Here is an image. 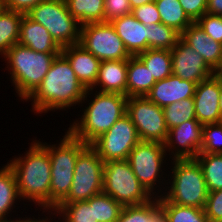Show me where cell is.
<instances>
[{
    "mask_svg": "<svg viewBox=\"0 0 222 222\" xmlns=\"http://www.w3.org/2000/svg\"><path fill=\"white\" fill-rule=\"evenodd\" d=\"M204 211L208 222H222V189L208 192Z\"/></svg>",
    "mask_w": 222,
    "mask_h": 222,
    "instance_id": "39",
    "label": "cell"
},
{
    "mask_svg": "<svg viewBox=\"0 0 222 222\" xmlns=\"http://www.w3.org/2000/svg\"><path fill=\"white\" fill-rule=\"evenodd\" d=\"M4 9V4H3V0H0V13L1 11Z\"/></svg>",
    "mask_w": 222,
    "mask_h": 222,
    "instance_id": "49",
    "label": "cell"
},
{
    "mask_svg": "<svg viewBox=\"0 0 222 222\" xmlns=\"http://www.w3.org/2000/svg\"><path fill=\"white\" fill-rule=\"evenodd\" d=\"M206 13L213 15H221L222 0H207Z\"/></svg>",
    "mask_w": 222,
    "mask_h": 222,
    "instance_id": "43",
    "label": "cell"
},
{
    "mask_svg": "<svg viewBox=\"0 0 222 222\" xmlns=\"http://www.w3.org/2000/svg\"><path fill=\"white\" fill-rule=\"evenodd\" d=\"M127 98V96L118 93L98 91L94 93L93 89H87L81 104L86 103L88 106L82 108V115L73 120L72 124L70 123L68 131L75 138L90 145L126 114Z\"/></svg>",
    "mask_w": 222,
    "mask_h": 222,
    "instance_id": "3",
    "label": "cell"
},
{
    "mask_svg": "<svg viewBox=\"0 0 222 222\" xmlns=\"http://www.w3.org/2000/svg\"><path fill=\"white\" fill-rule=\"evenodd\" d=\"M126 114L135 125L140 141L166 142L169 130L163 109L146 96L128 97Z\"/></svg>",
    "mask_w": 222,
    "mask_h": 222,
    "instance_id": "12",
    "label": "cell"
},
{
    "mask_svg": "<svg viewBox=\"0 0 222 222\" xmlns=\"http://www.w3.org/2000/svg\"><path fill=\"white\" fill-rule=\"evenodd\" d=\"M29 217H21L20 218V216L19 217H16V219L15 218H8V219H1L0 220V222H34L35 221V219L36 218H34V216H33V218H31L30 217V215H28Z\"/></svg>",
    "mask_w": 222,
    "mask_h": 222,
    "instance_id": "44",
    "label": "cell"
},
{
    "mask_svg": "<svg viewBox=\"0 0 222 222\" xmlns=\"http://www.w3.org/2000/svg\"><path fill=\"white\" fill-rule=\"evenodd\" d=\"M18 43L41 53H61L62 51L48 30L27 14L22 17Z\"/></svg>",
    "mask_w": 222,
    "mask_h": 222,
    "instance_id": "20",
    "label": "cell"
},
{
    "mask_svg": "<svg viewBox=\"0 0 222 222\" xmlns=\"http://www.w3.org/2000/svg\"><path fill=\"white\" fill-rule=\"evenodd\" d=\"M111 24L131 56H137L148 49L146 25L132 14L116 18Z\"/></svg>",
    "mask_w": 222,
    "mask_h": 222,
    "instance_id": "21",
    "label": "cell"
},
{
    "mask_svg": "<svg viewBox=\"0 0 222 222\" xmlns=\"http://www.w3.org/2000/svg\"><path fill=\"white\" fill-rule=\"evenodd\" d=\"M44 0H3L4 9L27 14Z\"/></svg>",
    "mask_w": 222,
    "mask_h": 222,
    "instance_id": "42",
    "label": "cell"
},
{
    "mask_svg": "<svg viewBox=\"0 0 222 222\" xmlns=\"http://www.w3.org/2000/svg\"><path fill=\"white\" fill-rule=\"evenodd\" d=\"M46 214L49 215V216L44 215L46 218L42 217L43 219L42 218L40 219V217H38V218L35 219L34 222H61V221L56 220V216H54L51 212L50 213L47 212ZM48 217H50V218H48Z\"/></svg>",
    "mask_w": 222,
    "mask_h": 222,
    "instance_id": "45",
    "label": "cell"
},
{
    "mask_svg": "<svg viewBox=\"0 0 222 222\" xmlns=\"http://www.w3.org/2000/svg\"><path fill=\"white\" fill-rule=\"evenodd\" d=\"M213 75L219 80H222V58L219 64L213 69Z\"/></svg>",
    "mask_w": 222,
    "mask_h": 222,
    "instance_id": "46",
    "label": "cell"
},
{
    "mask_svg": "<svg viewBox=\"0 0 222 222\" xmlns=\"http://www.w3.org/2000/svg\"><path fill=\"white\" fill-rule=\"evenodd\" d=\"M51 213L61 222H98L94 220V205H89V200L60 203Z\"/></svg>",
    "mask_w": 222,
    "mask_h": 222,
    "instance_id": "30",
    "label": "cell"
},
{
    "mask_svg": "<svg viewBox=\"0 0 222 222\" xmlns=\"http://www.w3.org/2000/svg\"><path fill=\"white\" fill-rule=\"evenodd\" d=\"M132 7L129 0H104V22L131 14Z\"/></svg>",
    "mask_w": 222,
    "mask_h": 222,
    "instance_id": "37",
    "label": "cell"
},
{
    "mask_svg": "<svg viewBox=\"0 0 222 222\" xmlns=\"http://www.w3.org/2000/svg\"><path fill=\"white\" fill-rule=\"evenodd\" d=\"M58 54L37 52L17 43L3 55L5 70L10 73V82L21 101L38 88Z\"/></svg>",
    "mask_w": 222,
    "mask_h": 222,
    "instance_id": "4",
    "label": "cell"
},
{
    "mask_svg": "<svg viewBox=\"0 0 222 222\" xmlns=\"http://www.w3.org/2000/svg\"><path fill=\"white\" fill-rule=\"evenodd\" d=\"M159 201L166 208L168 222H208L204 209L173 204L164 196Z\"/></svg>",
    "mask_w": 222,
    "mask_h": 222,
    "instance_id": "35",
    "label": "cell"
},
{
    "mask_svg": "<svg viewBox=\"0 0 222 222\" xmlns=\"http://www.w3.org/2000/svg\"><path fill=\"white\" fill-rule=\"evenodd\" d=\"M61 53L69 61L82 85L91 89L97 80L101 61L79 43L63 47Z\"/></svg>",
    "mask_w": 222,
    "mask_h": 222,
    "instance_id": "18",
    "label": "cell"
},
{
    "mask_svg": "<svg viewBox=\"0 0 222 222\" xmlns=\"http://www.w3.org/2000/svg\"><path fill=\"white\" fill-rule=\"evenodd\" d=\"M154 2L162 23L174 28L180 34L193 23L183 10L179 0H155Z\"/></svg>",
    "mask_w": 222,
    "mask_h": 222,
    "instance_id": "29",
    "label": "cell"
},
{
    "mask_svg": "<svg viewBox=\"0 0 222 222\" xmlns=\"http://www.w3.org/2000/svg\"><path fill=\"white\" fill-rule=\"evenodd\" d=\"M188 17L197 22L205 13L207 0H179Z\"/></svg>",
    "mask_w": 222,
    "mask_h": 222,
    "instance_id": "41",
    "label": "cell"
},
{
    "mask_svg": "<svg viewBox=\"0 0 222 222\" xmlns=\"http://www.w3.org/2000/svg\"><path fill=\"white\" fill-rule=\"evenodd\" d=\"M27 15L43 25L61 48L80 42L81 25L70 14L65 0H44Z\"/></svg>",
    "mask_w": 222,
    "mask_h": 222,
    "instance_id": "9",
    "label": "cell"
},
{
    "mask_svg": "<svg viewBox=\"0 0 222 222\" xmlns=\"http://www.w3.org/2000/svg\"><path fill=\"white\" fill-rule=\"evenodd\" d=\"M196 119L202 124L221 122L219 111L220 80L214 75L198 83L195 88Z\"/></svg>",
    "mask_w": 222,
    "mask_h": 222,
    "instance_id": "16",
    "label": "cell"
},
{
    "mask_svg": "<svg viewBox=\"0 0 222 222\" xmlns=\"http://www.w3.org/2000/svg\"><path fill=\"white\" fill-rule=\"evenodd\" d=\"M172 74L196 84L213 75V70L181 37L171 49Z\"/></svg>",
    "mask_w": 222,
    "mask_h": 222,
    "instance_id": "15",
    "label": "cell"
},
{
    "mask_svg": "<svg viewBox=\"0 0 222 222\" xmlns=\"http://www.w3.org/2000/svg\"><path fill=\"white\" fill-rule=\"evenodd\" d=\"M197 23L208 36L222 44V18L220 15L205 13Z\"/></svg>",
    "mask_w": 222,
    "mask_h": 222,
    "instance_id": "38",
    "label": "cell"
},
{
    "mask_svg": "<svg viewBox=\"0 0 222 222\" xmlns=\"http://www.w3.org/2000/svg\"><path fill=\"white\" fill-rule=\"evenodd\" d=\"M146 28L148 49L171 50L181 37L178 31L163 23L149 24Z\"/></svg>",
    "mask_w": 222,
    "mask_h": 222,
    "instance_id": "32",
    "label": "cell"
},
{
    "mask_svg": "<svg viewBox=\"0 0 222 222\" xmlns=\"http://www.w3.org/2000/svg\"><path fill=\"white\" fill-rule=\"evenodd\" d=\"M70 14L82 26L104 22V0H65Z\"/></svg>",
    "mask_w": 222,
    "mask_h": 222,
    "instance_id": "27",
    "label": "cell"
},
{
    "mask_svg": "<svg viewBox=\"0 0 222 222\" xmlns=\"http://www.w3.org/2000/svg\"><path fill=\"white\" fill-rule=\"evenodd\" d=\"M79 44L100 61L122 60L131 57L111 22L82 25Z\"/></svg>",
    "mask_w": 222,
    "mask_h": 222,
    "instance_id": "11",
    "label": "cell"
},
{
    "mask_svg": "<svg viewBox=\"0 0 222 222\" xmlns=\"http://www.w3.org/2000/svg\"><path fill=\"white\" fill-rule=\"evenodd\" d=\"M87 89L76 77L67 58L58 54L38 88L25 100L31 101L34 114L67 111L81 105ZM67 108V110H66Z\"/></svg>",
    "mask_w": 222,
    "mask_h": 222,
    "instance_id": "1",
    "label": "cell"
},
{
    "mask_svg": "<svg viewBox=\"0 0 222 222\" xmlns=\"http://www.w3.org/2000/svg\"><path fill=\"white\" fill-rule=\"evenodd\" d=\"M222 154V122L203 125L199 154Z\"/></svg>",
    "mask_w": 222,
    "mask_h": 222,
    "instance_id": "36",
    "label": "cell"
},
{
    "mask_svg": "<svg viewBox=\"0 0 222 222\" xmlns=\"http://www.w3.org/2000/svg\"><path fill=\"white\" fill-rule=\"evenodd\" d=\"M24 14L3 9L0 13V55L18 43L20 25Z\"/></svg>",
    "mask_w": 222,
    "mask_h": 222,
    "instance_id": "28",
    "label": "cell"
},
{
    "mask_svg": "<svg viewBox=\"0 0 222 222\" xmlns=\"http://www.w3.org/2000/svg\"><path fill=\"white\" fill-rule=\"evenodd\" d=\"M196 85L171 74L165 79L156 81L146 97L163 108L182 99L194 97Z\"/></svg>",
    "mask_w": 222,
    "mask_h": 222,
    "instance_id": "17",
    "label": "cell"
},
{
    "mask_svg": "<svg viewBox=\"0 0 222 222\" xmlns=\"http://www.w3.org/2000/svg\"><path fill=\"white\" fill-rule=\"evenodd\" d=\"M58 144L37 140L49 153L51 162L50 212H52L70 191L78 155L88 146L65 130Z\"/></svg>",
    "mask_w": 222,
    "mask_h": 222,
    "instance_id": "5",
    "label": "cell"
},
{
    "mask_svg": "<svg viewBox=\"0 0 222 222\" xmlns=\"http://www.w3.org/2000/svg\"><path fill=\"white\" fill-rule=\"evenodd\" d=\"M104 162L88 145L76 160L73 181L68 196L61 203L89 200L103 192Z\"/></svg>",
    "mask_w": 222,
    "mask_h": 222,
    "instance_id": "10",
    "label": "cell"
},
{
    "mask_svg": "<svg viewBox=\"0 0 222 222\" xmlns=\"http://www.w3.org/2000/svg\"><path fill=\"white\" fill-rule=\"evenodd\" d=\"M202 128L198 120H188L170 129L164 143L168 159H194L201 150Z\"/></svg>",
    "mask_w": 222,
    "mask_h": 222,
    "instance_id": "14",
    "label": "cell"
},
{
    "mask_svg": "<svg viewBox=\"0 0 222 222\" xmlns=\"http://www.w3.org/2000/svg\"><path fill=\"white\" fill-rule=\"evenodd\" d=\"M117 222H168V216L159 197H154L144 204L123 206Z\"/></svg>",
    "mask_w": 222,
    "mask_h": 222,
    "instance_id": "24",
    "label": "cell"
},
{
    "mask_svg": "<svg viewBox=\"0 0 222 222\" xmlns=\"http://www.w3.org/2000/svg\"><path fill=\"white\" fill-rule=\"evenodd\" d=\"M181 38L202 56L212 70L219 64L222 44L208 36L197 22L190 24L181 33Z\"/></svg>",
    "mask_w": 222,
    "mask_h": 222,
    "instance_id": "22",
    "label": "cell"
},
{
    "mask_svg": "<svg viewBox=\"0 0 222 222\" xmlns=\"http://www.w3.org/2000/svg\"><path fill=\"white\" fill-rule=\"evenodd\" d=\"M131 14L144 25L162 23L155 2L134 8Z\"/></svg>",
    "mask_w": 222,
    "mask_h": 222,
    "instance_id": "40",
    "label": "cell"
},
{
    "mask_svg": "<svg viewBox=\"0 0 222 222\" xmlns=\"http://www.w3.org/2000/svg\"><path fill=\"white\" fill-rule=\"evenodd\" d=\"M103 192L122 206L140 205L154 198L139 182L127 159L104 163Z\"/></svg>",
    "mask_w": 222,
    "mask_h": 222,
    "instance_id": "8",
    "label": "cell"
},
{
    "mask_svg": "<svg viewBox=\"0 0 222 222\" xmlns=\"http://www.w3.org/2000/svg\"><path fill=\"white\" fill-rule=\"evenodd\" d=\"M24 156H13L7 164L13 170L21 200L34 202L42 214L50 213L51 162L48 151L32 140Z\"/></svg>",
    "mask_w": 222,
    "mask_h": 222,
    "instance_id": "2",
    "label": "cell"
},
{
    "mask_svg": "<svg viewBox=\"0 0 222 222\" xmlns=\"http://www.w3.org/2000/svg\"><path fill=\"white\" fill-rule=\"evenodd\" d=\"M162 109L168 130L188 120H197L193 97L169 104Z\"/></svg>",
    "mask_w": 222,
    "mask_h": 222,
    "instance_id": "33",
    "label": "cell"
},
{
    "mask_svg": "<svg viewBox=\"0 0 222 222\" xmlns=\"http://www.w3.org/2000/svg\"><path fill=\"white\" fill-rule=\"evenodd\" d=\"M94 205V220L98 222H117L123 206L108 194L101 192L89 199Z\"/></svg>",
    "mask_w": 222,
    "mask_h": 222,
    "instance_id": "34",
    "label": "cell"
},
{
    "mask_svg": "<svg viewBox=\"0 0 222 222\" xmlns=\"http://www.w3.org/2000/svg\"><path fill=\"white\" fill-rule=\"evenodd\" d=\"M130 1V5L132 7V9L139 7L143 4H147L150 2H154L155 0H129Z\"/></svg>",
    "mask_w": 222,
    "mask_h": 222,
    "instance_id": "47",
    "label": "cell"
},
{
    "mask_svg": "<svg viewBox=\"0 0 222 222\" xmlns=\"http://www.w3.org/2000/svg\"><path fill=\"white\" fill-rule=\"evenodd\" d=\"M146 65L155 81H160L172 74L171 50L147 49L137 55Z\"/></svg>",
    "mask_w": 222,
    "mask_h": 222,
    "instance_id": "26",
    "label": "cell"
},
{
    "mask_svg": "<svg viewBox=\"0 0 222 222\" xmlns=\"http://www.w3.org/2000/svg\"><path fill=\"white\" fill-rule=\"evenodd\" d=\"M140 141L130 117L125 114L111 128L94 140L90 146L103 162L125 160Z\"/></svg>",
    "mask_w": 222,
    "mask_h": 222,
    "instance_id": "13",
    "label": "cell"
},
{
    "mask_svg": "<svg viewBox=\"0 0 222 222\" xmlns=\"http://www.w3.org/2000/svg\"><path fill=\"white\" fill-rule=\"evenodd\" d=\"M127 68L128 59L101 61L97 80L91 89L126 96Z\"/></svg>",
    "mask_w": 222,
    "mask_h": 222,
    "instance_id": "19",
    "label": "cell"
},
{
    "mask_svg": "<svg viewBox=\"0 0 222 222\" xmlns=\"http://www.w3.org/2000/svg\"><path fill=\"white\" fill-rule=\"evenodd\" d=\"M20 196L17 189L16 177L13 170L6 163L0 168V220L8 219L14 211ZM14 206V207H13ZM13 210V211H12Z\"/></svg>",
    "mask_w": 222,
    "mask_h": 222,
    "instance_id": "25",
    "label": "cell"
},
{
    "mask_svg": "<svg viewBox=\"0 0 222 222\" xmlns=\"http://www.w3.org/2000/svg\"><path fill=\"white\" fill-rule=\"evenodd\" d=\"M170 163L163 196L173 204L204 209L208 189L199 163L195 159H173Z\"/></svg>",
    "mask_w": 222,
    "mask_h": 222,
    "instance_id": "6",
    "label": "cell"
},
{
    "mask_svg": "<svg viewBox=\"0 0 222 222\" xmlns=\"http://www.w3.org/2000/svg\"><path fill=\"white\" fill-rule=\"evenodd\" d=\"M219 111H220L221 122H222V80H220V99H219Z\"/></svg>",
    "mask_w": 222,
    "mask_h": 222,
    "instance_id": "48",
    "label": "cell"
},
{
    "mask_svg": "<svg viewBox=\"0 0 222 222\" xmlns=\"http://www.w3.org/2000/svg\"><path fill=\"white\" fill-rule=\"evenodd\" d=\"M194 159L202 169L208 192L222 189V154H198Z\"/></svg>",
    "mask_w": 222,
    "mask_h": 222,
    "instance_id": "31",
    "label": "cell"
},
{
    "mask_svg": "<svg viewBox=\"0 0 222 222\" xmlns=\"http://www.w3.org/2000/svg\"><path fill=\"white\" fill-rule=\"evenodd\" d=\"M167 156L163 143L139 141L127 158L139 182L153 197H161L166 191L168 174L164 172L166 170L163 167H166L164 166L167 163L166 160L168 163L171 161Z\"/></svg>",
    "mask_w": 222,
    "mask_h": 222,
    "instance_id": "7",
    "label": "cell"
},
{
    "mask_svg": "<svg viewBox=\"0 0 222 222\" xmlns=\"http://www.w3.org/2000/svg\"><path fill=\"white\" fill-rule=\"evenodd\" d=\"M155 83L146 65L137 56H131L128 59L126 96H146Z\"/></svg>",
    "mask_w": 222,
    "mask_h": 222,
    "instance_id": "23",
    "label": "cell"
}]
</instances>
